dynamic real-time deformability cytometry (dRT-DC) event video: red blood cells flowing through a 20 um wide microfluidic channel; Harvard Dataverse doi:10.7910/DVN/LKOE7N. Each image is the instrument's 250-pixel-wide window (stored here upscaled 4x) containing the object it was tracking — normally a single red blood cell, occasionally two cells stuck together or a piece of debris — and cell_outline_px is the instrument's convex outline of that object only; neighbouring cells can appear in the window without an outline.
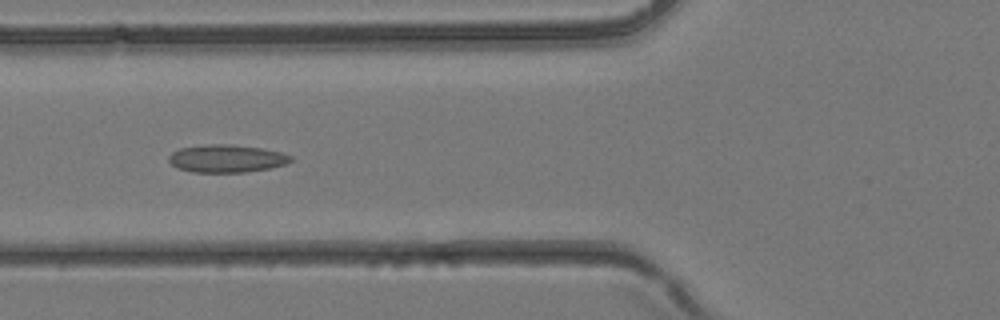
{"species": "common noctule bat (a hibernating species)", "species_latin": "Nyctalus noctula", "temperature_condition": "room temperature", "stored_images_in_passage": 34, "camera_frame_rate_fps": 3000, "um_per_image_px": 0.085, "animal": {"sex": "female", "body_mass_g": 24.6, "forearm_length_mm": 56.2}, "frame": {"image": 1, "passage_image": 10, "time_ms": 3.0, "image_size_px": [1000, 320], "cell_outline_px": [[292, 160], [284, 164], [268, 168], [244, 172], [192, 172], [176, 168], [168, 160], [168, 156], [172, 152], [180, 148], [208, 144], [232, 144], [260, 148], [280, 152], [292, 156]], "centroid_in_image_um": [19.21, 13.47], "position_along_channel_um": 106.6, "area_um2": 19.59}}
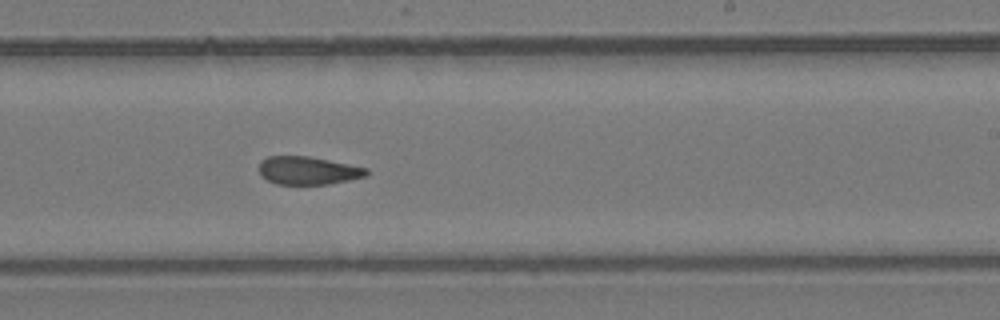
{"frame": {"image": 2, "passage_image": 19, "time_ms": 6.0, "image_size_px": [1000, 320], "cell_outline_px": [[368, 172], [364, 176], [348, 180], [328, 184], [276, 184], [260, 176], [260, 160], [268, 156], [308, 156], [368, 168]], "centroid_in_image_um": [26.14, 14.49], "position_along_channel_um": 262.9, "area_um2": 17.4}}
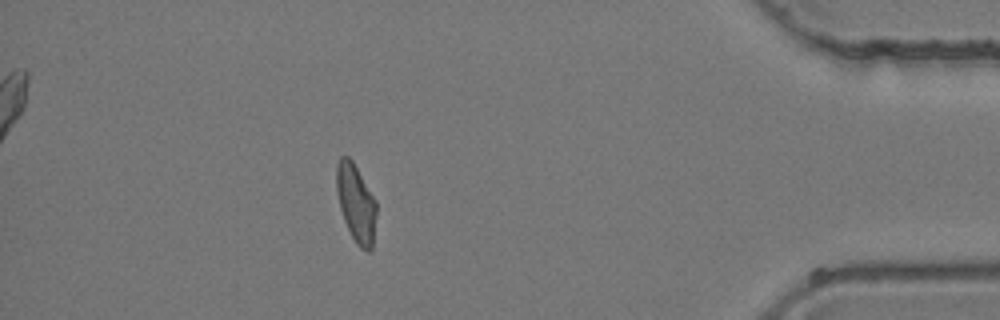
{"frame": {"image": 3, "passage_image": 30, "time_ms": 9.667, "image_size_px": [1000, 320], "cell_outline_px": [[376, 216], [372, 248], [368, 252], [360, 248], [356, 244], [344, 220], [340, 208], [336, 192], [336, 164], [340, 156], [348, 156], [352, 160], [376, 200]], "centroid_in_image_um": [30.25, 17.25], "position_along_channel_um": 405.0, "area_um2": 18.15}}